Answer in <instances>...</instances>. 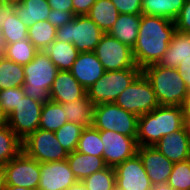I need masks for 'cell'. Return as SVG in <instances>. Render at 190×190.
Wrapping results in <instances>:
<instances>
[{"label": "cell", "mask_w": 190, "mask_h": 190, "mask_svg": "<svg viewBox=\"0 0 190 190\" xmlns=\"http://www.w3.org/2000/svg\"><path fill=\"white\" fill-rule=\"evenodd\" d=\"M151 190H174V189L171 186H169L167 183H164V184L152 185Z\"/></svg>", "instance_id": "obj_49"}, {"label": "cell", "mask_w": 190, "mask_h": 190, "mask_svg": "<svg viewBox=\"0 0 190 190\" xmlns=\"http://www.w3.org/2000/svg\"><path fill=\"white\" fill-rule=\"evenodd\" d=\"M67 122L61 103L52 100L44 102L41 110L40 129L55 132Z\"/></svg>", "instance_id": "obj_29"}, {"label": "cell", "mask_w": 190, "mask_h": 190, "mask_svg": "<svg viewBox=\"0 0 190 190\" xmlns=\"http://www.w3.org/2000/svg\"><path fill=\"white\" fill-rule=\"evenodd\" d=\"M141 73L140 68L105 71L103 76L87 90V96L94 106L114 103Z\"/></svg>", "instance_id": "obj_5"}, {"label": "cell", "mask_w": 190, "mask_h": 190, "mask_svg": "<svg viewBox=\"0 0 190 190\" xmlns=\"http://www.w3.org/2000/svg\"><path fill=\"white\" fill-rule=\"evenodd\" d=\"M114 103L138 117L150 113L159 106L152 85L143 73L117 97Z\"/></svg>", "instance_id": "obj_8"}, {"label": "cell", "mask_w": 190, "mask_h": 190, "mask_svg": "<svg viewBox=\"0 0 190 190\" xmlns=\"http://www.w3.org/2000/svg\"><path fill=\"white\" fill-rule=\"evenodd\" d=\"M9 0H0V32H1V21L4 11L9 7Z\"/></svg>", "instance_id": "obj_47"}, {"label": "cell", "mask_w": 190, "mask_h": 190, "mask_svg": "<svg viewBox=\"0 0 190 190\" xmlns=\"http://www.w3.org/2000/svg\"><path fill=\"white\" fill-rule=\"evenodd\" d=\"M22 144V151L39 163L65 160L69 155L53 131L38 128L24 139Z\"/></svg>", "instance_id": "obj_9"}, {"label": "cell", "mask_w": 190, "mask_h": 190, "mask_svg": "<svg viewBox=\"0 0 190 190\" xmlns=\"http://www.w3.org/2000/svg\"><path fill=\"white\" fill-rule=\"evenodd\" d=\"M9 5L28 27L36 22L47 20L51 11L47 0H9Z\"/></svg>", "instance_id": "obj_20"}, {"label": "cell", "mask_w": 190, "mask_h": 190, "mask_svg": "<svg viewBox=\"0 0 190 190\" xmlns=\"http://www.w3.org/2000/svg\"><path fill=\"white\" fill-rule=\"evenodd\" d=\"M180 73V76L186 83L187 87H190V58L185 59L181 62L180 65L176 68Z\"/></svg>", "instance_id": "obj_44"}, {"label": "cell", "mask_w": 190, "mask_h": 190, "mask_svg": "<svg viewBox=\"0 0 190 190\" xmlns=\"http://www.w3.org/2000/svg\"><path fill=\"white\" fill-rule=\"evenodd\" d=\"M76 151L103 158L104 145L100 138V130L91 127H85L82 131Z\"/></svg>", "instance_id": "obj_33"}, {"label": "cell", "mask_w": 190, "mask_h": 190, "mask_svg": "<svg viewBox=\"0 0 190 190\" xmlns=\"http://www.w3.org/2000/svg\"><path fill=\"white\" fill-rule=\"evenodd\" d=\"M187 58H190V35L176 31L158 65L176 69Z\"/></svg>", "instance_id": "obj_21"}, {"label": "cell", "mask_w": 190, "mask_h": 190, "mask_svg": "<svg viewBox=\"0 0 190 190\" xmlns=\"http://www.w3.org/2000/svg\"><path fill=\"white\" fill-rule=\"evenodd\" d=\"M69 71L86 90L97 82L105 72L94 51L80 52Z\"/></svg>", "instance_id": "obj_18"}, {"label": "cell", "mask_w": 190, "mask_h": 190, "mask_svg": "<svg viewBox=\"0 0 190 190\" xmlns=\"http://www.w3.org/2000/svg\"><path fill=\"white\" fill-rule=\"evenodd\" d=\"M7 124V116L3 113L0 107V127Z\"/></svg>", "instance_id": "obj_51"}, {"label": "cell", "mask_w": 190, "mask_h": 190, "mask_svg": "<svg viewBox=\"0 0 190 190\" xmlns=\"http://www.w3.org/2000/svg\"><path fill=\"white\" fill-rule=\"evenodd\" d=\"M6 187L5 167L0 164V190H4Z\"/></svg>", "instance_id": "obj_46"}, {"label": "cell", "mask_w": 190, "mask_h": 190, "mask_svg": "<svg viewBox=\"0 0 190 190\" xmlns=\"http://www.w3.org/2000/svg\"><path fill=\"white\" fill-rule=\"evenodd\" d=\"M176 31L184 34L190 33V0H185L178 17L174 20Z\"/></svg>", "instance_id": "obj_40"}, {"label": "cell", "mask_w": 190, "mask_h": 190, "mask_svg": "<svg viewBox=\"0 0 190 190\" xmlns=\"http://www.w3.org/2000/svg\"><path fill=\"white\" fill-rule=\"evenodd\" d=\"M96 1L97 0H73L74 15H87Z\"/></svg>", "instance_id": "obj_42"}, {"label": "cell", "mask_w": 190, "mask_h": 190, "mask_svg": "<svg viewBox=\"0 0 190 190\" xmlns=\"http://www.w3.org/2000/svg\"><path fill=\"white\" fill-rule=\"evenodd\" d=\"M140 21L141 15L120 14L108 34L133 48L138 37Z\"/></svg>", "instance_id": "obj_23"}, {"label": "cell", "mask_w": 190, "mask_h": 190, "mask_svg": "<svg viewBox=\"0 0 190 190\" xmlns=\"http://www.w3.org/2000/svg\"><path fill=\"white\" fill-rule=\"evenodd\" d=\"M22 140L6 124L0 127V164L5 165L22 152Z\"/></svg>", "instance_id": "obj_31"}, {"label": "cell", "mask_w": 190, "mask_h": 190, "mask_svg": "<svg viewBox=\"0 0 190 190\" xmlns=\"http://www.w3.org/2000/svg\"><path fill=\"white\" fill-rule=\"evenodd\" d=\"M186 125L182 106H158L150 113L138 117V146H155L158 141Z\"/></svg>", "instance_id": "obj_2"}, {"label": "cell", "mask_w": 190, "mask_h": 190, "mask_svg": "<svg viewBox=\"0 0 190 190\" xmlns=\"http://www.w3.org/2000/svg\"><path fill=\"white\" fill-rule=\"evenodd\" d=\"M185 113H190V87L188 88L186 99L184 104L182 105Z\"/></svg>", "instance_id": "obj_48"}, {"label": "cell", "mask_w": 190, "mask_h": 190, "mask_svg": "<svg viewBox=\"0 0 190 190\" xmlns=\"http://www.w3.org/2000/svg\"><path fill=\"white\" fill-rule=\"evenodd\" d=\"M120 14L142 15V0H111Z\"/></svg>", "instance_id": "obj_39"}, {"label": "cell", "mask_w": 190, "mask_h": 190, "mask_svg": "<svg viewBox=\"0 0 190 190\" xmlns=\"http://www.w3.org/2000/svg\"><path fill=\"white\" fill-rule=\"evenodd\" d=\"M119 15L111 0H97L87 14L104 33L110 31Z\"/></svg>", "instance_id": "obj_27"}, {"label": "cell", "mask_w": 190, "mask_h": 190, "mask_svg": "<svg viewBox=\"0 0 190 190\" xmlns=\"http://www.w3.org/2000/svg\"><path fill=\"white\" fill-rule=\"evenodd\" d=\"M24 78V65L7 58L0 59V90L22 87Z\"/></svg>", "instance_id": "obj_32"}, {"label": "cell", "mask_w": 190, "mask_h": 190, "mask_svg": "<svg viewBox=\"0 0 190 190\" xmlns=\"http://www.w3.org/2000/svg\"><path fill=\"white\" fill-rule=\"evenodd\" d=\"M167 184L174 190H190V159L173 164Z\"/></svg>", "instance_id": "obj_37"}, {"label": "cell", "mask_w": 190, "mask_h": 190, "mask_svg": "<svg viewBox=\"0 0 190 190\" xmlns=\"http://www.w3.org/2000/svg\"><path fill=\"white\" fill-rule=\"evenodd\" d=\"M104 32L87 15L75 16L57 28L56 40L72 43L79 52L94 51Z\"/></svg>", "instance_id": "obj_6"}, {"label": "cell", "mask_w": 190, "mask_h": 190, "mask_svg": "<svg viewBox=\"0 0 190 190\" xmlns=\"http://www.w3.org/2000/svg\"><path fill=\"white\" fill-rule=\"evenodd\" d=\"M175 32L173 20L142 14L138 37L132 48L136 65L142 70L158 64Z\"/></svg>", "instance_id": "obj_1"}, {"label": "cell", "mask_w": 190, "mask_h": 190, "mask_svg": "<svg viewBox=\"0 0 190 190\" xmlns=\"http://www.w3.org/2000/svg\"><path fill=\"white\" fill-rule=\"evenodd\" d=\"M58 71L45 51H38L34 59L24 65V95L41 102L50 100L49 92Z\"/></svg>", "instance_id": "obj_4"}, {"label": "cell", "mask_w": 190, "mask_h": 190, "mask_svg": "<svg viewBox=\"0 0 190 190\" xmlns=\"http://www.w3.org/2000/svg\"><path fill=\"white\" fill-rule=\"evenodd\" d=\"M25 97L22 87L0 90V107L6 116H9L16 108L20 99Z\"/></svg>", "instance_id": "obj_38"}, {"label": "cell", "mask_w": 190, "mask_h": 190, "mask_svg": "<svg viewBox=\"0 0 190 190\" xmlns=\"http://www.w3.org/2000/svg\"><path fill=\"white\" fill-rule=\"evenodd\" d=\"M92 126L100 131L111 130L136 138L138 116L115 103H103L94 106Z\"/></svg>", "instance_id": "obj_7"}, {"label": "cell", "mask_w": 190, "mask_h": 190, "mask_svg": "<svg viewBox=\"0 0 190 190\" xmlns=\"http://www.w3.org/2000/svg\"><path fill=\"white\" fill-rule=\"evenodd\" d=\"M58 70L69 71L79 55V51L72 43L55 40L45 50Z\"/></svg>", "instance_id": "obj_25"}, {"label": "cell", "mask_w": 190, "mask_h": 190, "mask_svg": "<svg viewBox=\"0 0 190 190\" xmlns=\"http://www.w3.org/2000/svg\"><path fill=\"white\" fill-rule=\"evenodd\" d=\"M137 154L142 160L152 185L167 183L173 170V162L153 146H138Z\"/></svg>", "instance_id": "obj_16"}, {"label": "cell", "mask_w": 190, "mask_h": 190, "mask_svg": "<svg viewBox=\"0 0 190 190\" xmlns=\"http://www.w3.org/2000/svg\"><path fill=\"white\" fill-rule=\"evenodd\" d=\"M116 187L121 190H151L152 184L138 154L114 167Z\"/></svg>", "instance_id": "obj_14"}, {"label": "cell", "mask_w": 190, "mask_h": 190, "mask_svg": "<svg viewBox=\"0 0 190 190\" xmlns=\"http://www.w3.org/2000/svg\"><path fill=\"white\" fill-rule=\"evenodd\" d=\"M40 173L38 190H67L78 182L67 159L40 163Z\"/></svg>", "instance_id": "obj_15"}, {"label": "cell", "mask_w": 190, "mask_h": 190, "mask_svg": "<svg viewBox=\"0 0 190 190\" xmlns=\"http://www.w3.org/2000/svg\"><path fill=\"white\" fill-rule=\"evenodd\" d=\"M7 47V41L0 32V59H4L6 57Z\"/></svg>", "instance_id": "obj_45"}, {"label": "cell", "mask_w": 190, "mask_h": 190, "mask_svg": "<svg viewBox=\"0 0 190 190\" xmlns=\"http://www.w3.org/2000/svg\"><path fill=\"white\" fill-rule=\"evenodd\" d=\"M105 71L139 68L133 57V50L115 37L104 33L94 50Z\"/></svg>", "instance_id": "obj_10"}, {"label": "cell", "mask_w": 190, "mask_h": 190, "mask_svg": "<svg viewBox=\"0 0 190 190\" xmlns=\"http://www.w3.org/2000/svg\"><path fill=\"white\" fill-rule=\"evenodd\" d=\"M37 52L38 50L27 38L8 44L5 58L17 64L26 65L34 59Z\"/></svg>", "instance_id": "obj_34"}, {"label": "cell", "mask_w": 190, "mask_h": 190, "mask_svg": "<svg viewBox=\"0 0 190 190\" xmlns=\"http://www.w3.org/2000/svg\"><path fill=\"white\" fill-rule=\"evenodd\" d=\"M1 34L6 39L7 44L16 43L28 38V26L19 19L11 6L3 13Z\"/></svg>", "instance_id": "obj_26"}, {"label": "cell", "mask_w": 190, "mask_h": 190, "mask_svg": "<svg viewBox=\"0 0 190 190\" xmlns=\"http://www.w3.org/2000/svg\"><path fill=\"white\" fill-rule=\"evenodd\" d=\"M81 182L87 190H113L116 187L114 167L107 166L91 174Z\"/></svg>", "instance_id": "obj_35"}, {"label": "cell", "mask_w": 190, "mask_h": 190, "mask_svg": "<svg viewBox=\"0 0 190 190\" xmlns=\"http://www.w3.org/2000/svg\"><path fill=\"white\" fill-rule=\"evenodd\" d=\"M100 138L104 145L103 158L109 167H115L137 154L138 143L136 138L111 130L100 131Z\"/></svg>", "instance_id": "obj_13"}, {"label": "cell", "mask_w": 190, "mask_h": 190, "mask_svg": "<svg viewBox=\"0 0 190 190\" xmlns=\"http://www.w3.org/2000/svg\"><path fill=\"white\" fill-rule=\"evenodd\" d=\"M185 0H142V14L175 20Z\"/></svg>", "instance_id": "obj_28"}, {"label": "cell", "mask_w": 190, "mask_h": 190, "mask_svg": "<svg viewBox=\"0 0 190 190\" xmlns=\"http://www.w3.org/2000/svg\"><path fill=\"white\" fill-rule=\"evenodd\" d=\"M52 10L73 12V0H47Z\"/></svg>", "instance_id": "obj_43"}, {"label": "cell", "mask_w": 190, "mask_h": 190, "mask_svg": "<svg viewBox=\"0 0 190 190\" xmlns=\"http://www.w3.org/2000/svg\"><path fill=\"white\" fill-rule=\"evenodd\" d=\"M186 125L188 128V131L190 132V113H186Z\"/></svg>", "instance_id": "obj_53"}, {"label": "cell", "mask_w": 190, "mask_h": 190, "mask_svg": "<svg viewBox=\"0 0 190 190\" xmlns=\"http://www.w3.org/2000/svg\"><path fill=\"white\" fill-rule=\"evenodd\" d=\"M74 17L75 15L73 12H60L59 10L51 9L47 20L56 28H60L61 26H64L67 22L73 20Z\"/></svg>", "instance_id": "obj_41"}, {"label": "cell", "mask_w": 190, "mask_h": 190, "mask_svg": "<svg viewBox=\"0 0 190 190\" xmlns=\"http://www.w3.org/2000/svg\"><path fill=\"white\" fill-rule=\"evenodd\" d=\"M43 104L25 96L7 116V125L22 141L39 128Z\"/></svg>", "instance_id": "obj_11"}, {"label": "cell", "mask_w": 190, "mask_h": 190, "mask_svg": "<svg viewBox=\"0 0 190 190\" xmlns=\"http://www.w3.org/2000/svg\"><path fill=\"white\" fill-rule=\"evenodd\" d=\"M5 167L6 186H18L38 190L40 163L23 151L11 159Z\"/></svg>", "instance_id": "obj_12"}, {"label": "cell", "mask_w": 190, "mask_h": 190, "mask_svg": "<svg viewBox=\"0 0 190 190\" xmlns=\"http://www.w3.org/2000/svg\"><path fill=\"white\" fill-rule=\"evenodd\" d=\"M56 30L48 20L39 21L28 27V39L38 51H44L56 40Z\"/></svg>", "instance_id": "obj_30"}, {"label": "cell", "mask_w": 190, "mask_h": 190, "mask_svg": "<svg viewBox=\"0 0 190 190\" xmlns=\"http://www.w3.org/2000/svg\"><path fill=\"white\" fill-rule=\"evenodd\" d=\"M84 128V126L67 122L54 133L61 146L68 153H71L76 151L78 141Z\"/></svg>", "instance_id": "obj_36"}, {"label": "cell", "mask_w": 190, "mask_h": 190, "mask_svg": "<svg viewBox=\"0 0 190 190\" xmlns=\"http://www.w3.org/2000/svg\"><path fill=\"white\" fill-rule=\"evenodd\" d=\"M67 162L78 181H83L91 174L107 167L104 158L83 154L78 151L69 153Z\"/></svg>", "instance_id": "obj_22"}, {"label": "cell", "mask_w": 190, "mask_h": 190, "mask_svg": "<svg viewBox=\"0 0 190 190\" xmlns=\"http://www.w3.org/2000/svg\"><path fill=\"white\" fill-rule=\"evenodd\" d=\"M67 190H87V189L81 181H78L77 183L69 187Z\"/></svg>", "instance_id": "obj_50"}, {"label": "cell", "mask_w": 190, "mask_h": 190, "mask_svg": "<svg viewBox=\"0 0 190 190\" xmlns=\"http://www.w3.org/2000/svg\"><path fill=\"white\" fill-rule=\"evenodd\" d=\"M87 90L73 77L70 71L59 70L49 92L50 100L57 103H69L82 99Z\"/></svg>", "instance_id": "obj_19"}, {"label": "cell", "mask_w": 190, "mask_h": 190, "mask_svg": "<svg viewBox=\"0 0 190 190\" xmlns=\"http://www.w3.org/2000/svg\"><path fill=\"white\" fill-rule=\"evenodd\" d=\"M62 107L68 122L84 127L92 126L94 105L87 95L82 99L63 103Z\"/></svg>", "instance_id": "obj_24"}, {"label": "cell", "mask_w": 190, "mask_h": 190, "mask_svg": "<svg viewBox=\"0 0 190 190\" xmlns=\"http://www.w3.org/2000/svg\"><path fill=\"white\" fill-rule=\"evenodd\" d=\"M153 147L173 163L190 159V132L187 125L162 137Z\"/></svg>", "instance_id": "obj_17"}, {"label": "cell", "mask_w": 190, "mask_h": 190, "mask_svg": "<svg viewBox=\"0 0 190 190\" xmlns=\"http://www.w3.org/2000/svg\"><path fill=\"white\" fill-rule=\"evenodd\" d=\"M149 80L160 106H182L188 87L177 69L153 64L142 69Z\"/></svg>", "instance_id": "obj_3"}, {"label": "cell", "mask_w": 190, "mask_h": 190, "mask_svg": "<svg viewBox=\"0 0 190 190\" xmlns=\"http://www.w3.org/2000/svg\"><path fill=\"white\" fill-rule=\"evenodd\" d=\"M4 190H32L29 188H24V187H18V186H6Z\"/></svg>", "instance_id": "obj_52"}]
</instances>
